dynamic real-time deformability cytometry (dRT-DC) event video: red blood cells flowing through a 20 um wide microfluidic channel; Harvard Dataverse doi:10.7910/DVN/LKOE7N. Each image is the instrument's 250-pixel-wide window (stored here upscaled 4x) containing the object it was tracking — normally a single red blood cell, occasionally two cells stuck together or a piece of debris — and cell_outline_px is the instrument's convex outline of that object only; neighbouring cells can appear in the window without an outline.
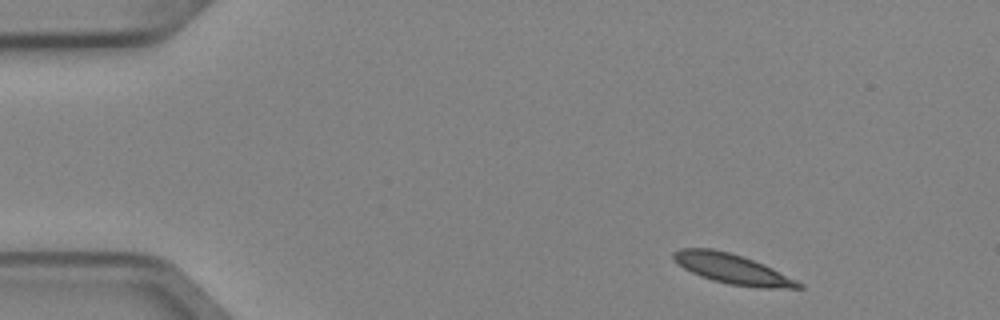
{"species": "Egyptian fruit bat (a non-hibernating species)", "species_latin": "Rousettus aegyptiacus", "temperature_condition": "cold", "stored_images_in_passage": 3, "camera_frame_rate_fps": 3000, "um_per_image_px": 0.085, "animal": {"sex": "female"}, "frame": {"image": 1, "passage_image": 1, "time_ms": 0.0, "image_size_px": [1000, 320], "cell_outline_px": [[804, 288], [760, 288], [728, 284], [712, 280], [700, 276], [684, 268], [672, 256], [672, 252], [680, 248], [712, 248], [728, 252], [764, 264], [804, 284]], "centroid_in_image_um": [62.25, 22.86], "position_along_channel_um": 22.7, "area_um2": 21.56}}